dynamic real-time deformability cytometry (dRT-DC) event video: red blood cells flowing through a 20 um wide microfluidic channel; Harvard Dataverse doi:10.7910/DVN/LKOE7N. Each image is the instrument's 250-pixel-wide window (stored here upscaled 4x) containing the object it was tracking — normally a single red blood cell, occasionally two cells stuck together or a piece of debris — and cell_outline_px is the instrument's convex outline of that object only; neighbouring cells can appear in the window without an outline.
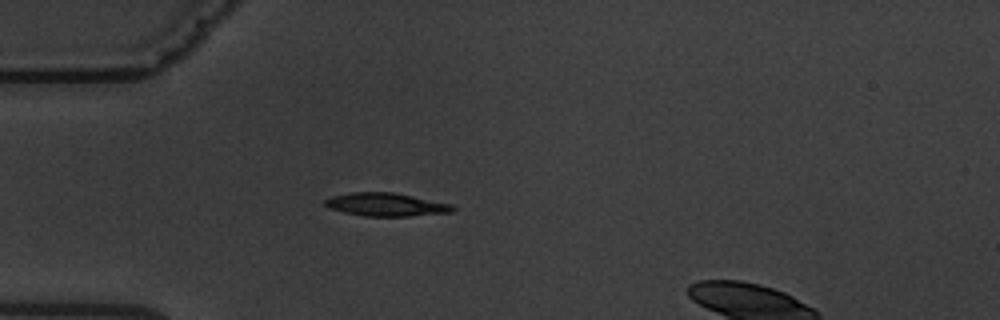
{"species": "common noctule bat (a hibernating species)", "species_latin": "Nyctalus noctula", "temperature_condition": "warm", "stored_images_in_passage": 5, "segment_of_instrument_passage": [1, 2], "camera_frame_rate_fps": 3000, "um_per_image_px": 0.085, "animal": {"sex": "male", "body_mass_g": 19.5, "forearm_length_mm": 54.6}, "frame": {"image": 1, "passage_image": 4, "time_ms": 3.333, "image_size_px": [1000, 320], "cell_outline_px": [[456, 208], [452, 212], [408, 216], [364, 216], [344, 212], [328, 208], [324, 204], [324, 200], [332, 196], [352, 192], [396, 192], [456, 204]], "centroid_in_image_um": [32.88, 17.38], "position_along_channel_um": 52.1, "area_um2": 17.57}}